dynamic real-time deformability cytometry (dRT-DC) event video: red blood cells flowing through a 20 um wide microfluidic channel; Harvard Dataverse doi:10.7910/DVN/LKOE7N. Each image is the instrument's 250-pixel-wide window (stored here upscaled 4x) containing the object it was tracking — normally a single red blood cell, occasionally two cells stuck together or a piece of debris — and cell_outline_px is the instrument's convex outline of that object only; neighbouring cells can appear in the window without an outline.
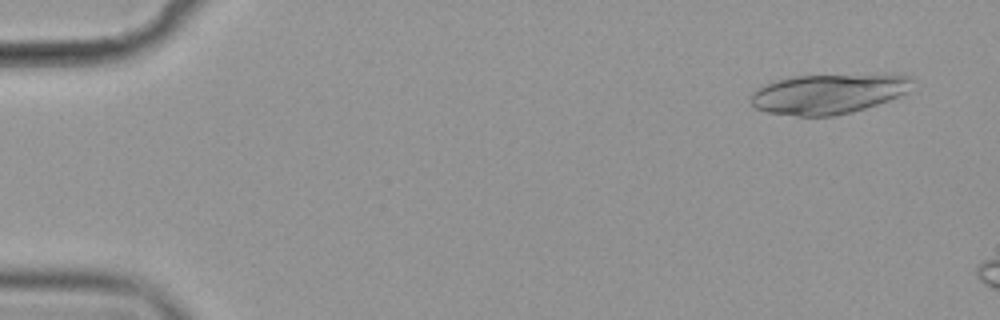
{"species": "common noctule bat (a hibernating species)", "species_latin": "Nyctalus noctula", "temperature_condition": "cold", "stored_images_in_passage": 9, "camera_frame_rate_fps": 3000, "um_per_image_px": 0.085, "animal": {"sex": "female", "body_mass_g": 19.9}, "frame": {"image": 1, "passage_image": 3, "time_ms": 0.667, "image_size_px": [1000, 320], "cell_outline_px": [[916, 80], [904, 92], [888, 100], [852, 112], [836, 116], [796, 116], [768, 112], [756, 108], [752, 104], [748, 96], [756, 88], [772, 80], [796, 76], [912, 76]], "centroid_in_image_um": [70.27, 8.0], "position_along_channel_um": 14.7, "area_um2": 36.88}}